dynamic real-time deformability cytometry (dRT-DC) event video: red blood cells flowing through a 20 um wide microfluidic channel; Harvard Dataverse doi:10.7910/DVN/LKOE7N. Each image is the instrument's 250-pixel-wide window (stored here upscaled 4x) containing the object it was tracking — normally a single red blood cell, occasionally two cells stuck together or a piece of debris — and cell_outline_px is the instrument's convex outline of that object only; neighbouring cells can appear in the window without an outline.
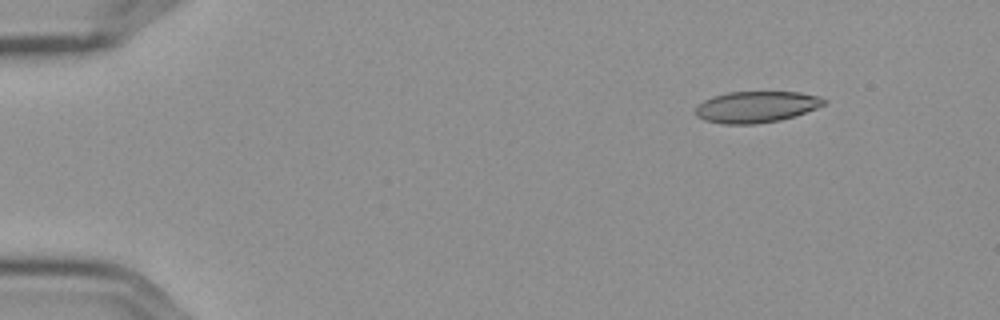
{"species": "Egyptian fruit bat (a non-hibernating species)", "species_latin": "Rousettus aegyptiacus", "temperature_condition": "cold", "stored_images_in_passage": 6, "camera_frame_rate_fps": 3000, "um_per_image_px": 0.085, "frame": {"image": 1, "passage_image": 2, "time_ms": 0.333, "image_size_px": [1000, 320], "cell_outline_px": [[828, 100], [824, 104], [816, 108], [796, 116], [780, 120], [756, 124], [724, 124], [704, 120], [696, 116], [696, 108], [704, 100], [712, 96], [728, 92], [800, 92], [816, 96]], "centroid_in_image_um": [64.28, 9.09], "position_along_channel_um": 20.7, "area_um2": 23.41}}
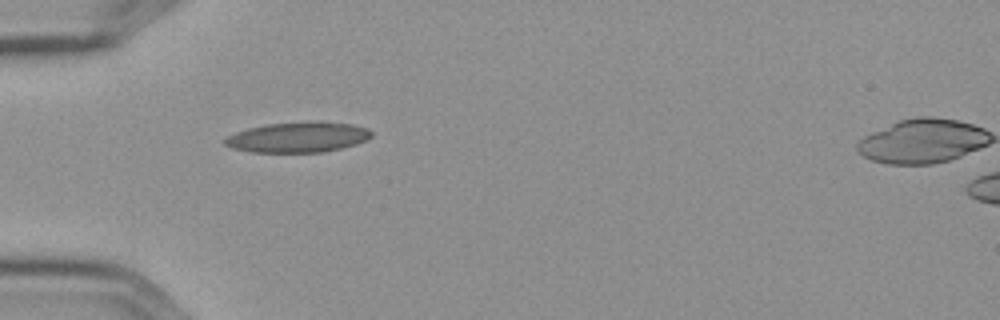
{"frame": {"image": 2, "passage_image": 5, "time_ms": 1.333, "image_size_px": [1000, 320], "cell_outline_px": [[372, 136], [368, 140], [356, 144], [324, 152], [252, 152], [232, 148], [224, 144], [224, 140], [228, 136], [236, 132], [248, 128], [268, 124], [308, 120], [324, 120], [352, 124], [368, 128], [372, 132]], "centroid_in_image_um": [25.38, 11.64], "position_along_channel_um": 59.6, "area_um2": 26.36}}
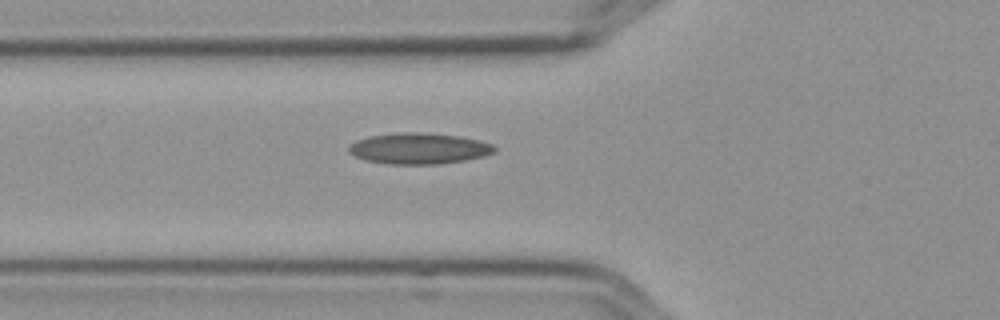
{"frame": {"image": 3, "passage_image": 6, "time_ms": 1.667, "image_size_px": [1000, 320], "cell_outline_px": [[496, 152], [484, 156], [464, 160], [436, 164], [392, 164], [364, 160], [348, 152], [348, 148], [356, 140], [368, 136], [404, 132], [420, 132], [460, 136], [480, 140], [492, 144], [496, 148]], "centroid_in_image_um": [35.62, 12.61], "position_along_channel_um": 90.2, "area_um2": 26.3}}